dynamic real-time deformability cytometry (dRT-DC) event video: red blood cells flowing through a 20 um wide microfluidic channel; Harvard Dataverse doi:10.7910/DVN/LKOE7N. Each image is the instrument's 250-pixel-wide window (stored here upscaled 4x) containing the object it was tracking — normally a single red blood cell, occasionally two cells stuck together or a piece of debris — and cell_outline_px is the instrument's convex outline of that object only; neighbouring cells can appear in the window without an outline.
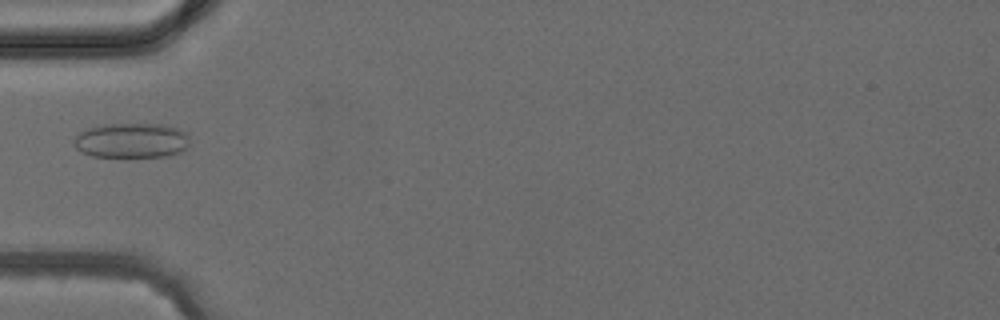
{"species": "common noctule bat (a hibernating species)", "species_latin": "Nyctalus noctula", "temperature_condition": "cold", "stored_images_in_passage": 5, "camera_frame_rate_fps": 3000, "um_per_image_px": 0.085, "animal": {"sex": "female", "body_mass_g": 24.6, "forearm_length_mm": 56.2}, "frame": {"image": 1, "passage_image": 5, "time_ms": 4.667, "image_size_px": [1000, 320], "cell_outline_px": [[188, 144], [180, 152], [168, 156], [92, 156], [80, 152], [76, 148], [72, 140], [80, 132], [88, 128], [104, 124], [164, 124], [188, 132]], "centroid_in_image_um": [11.16, 11.93], "position_along_channel_um": 73.8, "area_um2": 23.52}}